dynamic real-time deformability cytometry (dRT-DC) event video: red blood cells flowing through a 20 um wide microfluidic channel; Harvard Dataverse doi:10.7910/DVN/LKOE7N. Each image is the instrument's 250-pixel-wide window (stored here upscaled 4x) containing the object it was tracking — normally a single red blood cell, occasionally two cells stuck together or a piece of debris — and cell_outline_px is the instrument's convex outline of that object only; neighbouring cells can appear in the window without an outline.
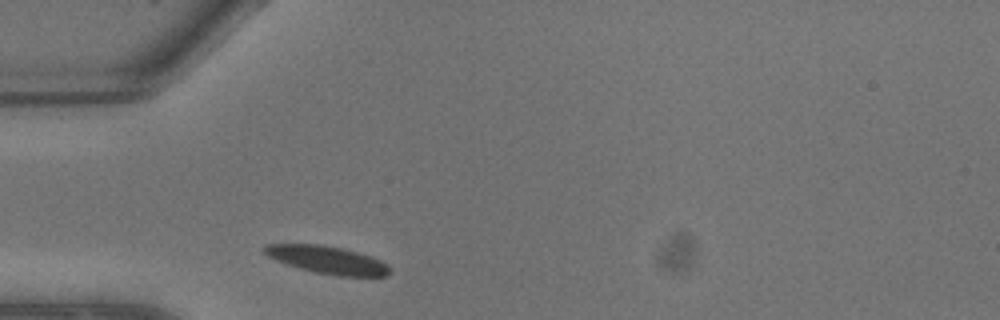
{"species": "common noctule bat (a hibernating species)", "species_latin": "Nyctalus noctula", "temperature_condition": "warm", "stored_images_in_passage": 1, "camera_frame_rate_fps": 3000, "um_per_image_px": 0.085, "animal": {"sex": "male", "body_mass_g": 13.3}, "frame": {"image": 1, "passage_image": 1, "time_ms": 0.0, "image_size_px": [1000, 320], "cell_outline_px": [[392, 272], [388, 276], [336, 276], [316, 272], [300, 268], [276, 260], [268, 256], [264, 252], [264, 248], [268, 244], [320, 244], [340, 248], [356, 252], [380, 260], [388, 264], [392, 268]], "centroid_in_image_um": [27.88, 22.1], "position_along_channel_um": 57.1, "area_um2": 20.0}}